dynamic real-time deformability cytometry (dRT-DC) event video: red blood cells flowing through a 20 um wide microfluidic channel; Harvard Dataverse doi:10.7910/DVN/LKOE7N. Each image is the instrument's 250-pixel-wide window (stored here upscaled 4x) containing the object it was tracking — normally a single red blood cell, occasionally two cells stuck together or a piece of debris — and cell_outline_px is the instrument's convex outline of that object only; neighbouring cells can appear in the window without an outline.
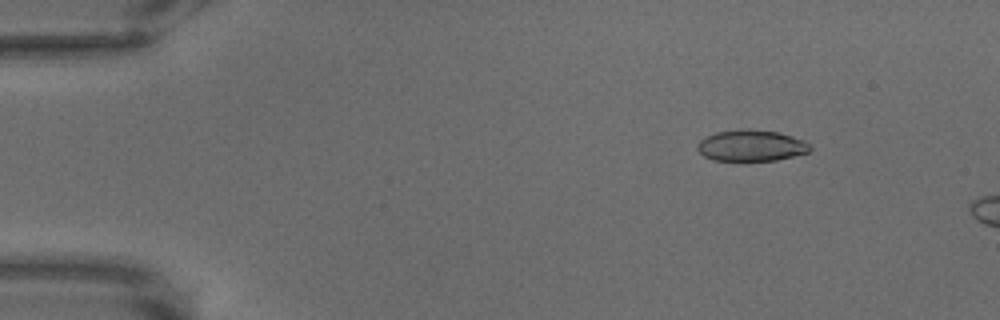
{"species": "common noctule bat (a hibernating species)", "species_latin": "Nyctalus noctula", "temperature_condition": "warm", "stored_images_in_passage": 15, "camera_frame_rate_fps": 3000, "um_per_image_px": 0.085, "animal": {"sex": "male", "body_mass_g": 18.8}, "frame": {"image": 1, "passage_image": 9, "time_ms": 2.667, "image_size_px": [1000, 320], "cell_outline_px": [[812, 148], [808, 152], [776, 160], [712, 160], [704, 156], [696, 148], [696, 144], [700, 140], [716, 132], [748, 128], [776, 132], [792, 136], [804, 140]], "centroid_in_image_um": [63.83, 12.37], "position_along_channel_um": 21.2, "area_um2": 20.35}}